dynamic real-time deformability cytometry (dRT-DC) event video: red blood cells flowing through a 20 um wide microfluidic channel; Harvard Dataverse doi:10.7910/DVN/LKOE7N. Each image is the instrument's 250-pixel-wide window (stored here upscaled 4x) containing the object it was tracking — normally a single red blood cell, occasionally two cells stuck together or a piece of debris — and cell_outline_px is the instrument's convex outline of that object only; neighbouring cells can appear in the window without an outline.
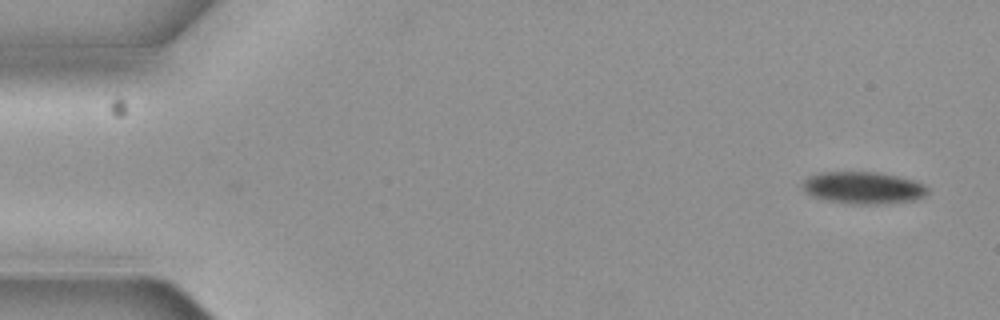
{"species": "common noctule bat (a hibernating species)", "species_latin": "Nyctalus noctula", "temperature_condition": "cold", "stored_images_in_passage": 6, "camera_frame_rate_fps": 3000, "um_per_image_px": 0.085, "animal": {"sex": "female", "body_mass_g": 19.3, "forearm_length_mm": 54.1}, "frame": {"image": 1, "passage_image": 1, "time_ms": 0.0, "image_size_px": [1000, 320], "cell_outline_px": [[928, 192], [924, 196], [912, 200], [884, 204], [848, 204], [828, 200], [812, 196], [804, 192], [804, 180], [808, 176], [820, 172], [880, 172], [912, 180], [928, 188]], "centroid_in_image_um": [73.34, 15.96], "position_along_channel_um": 11.7, "area_um2": 23.24}}
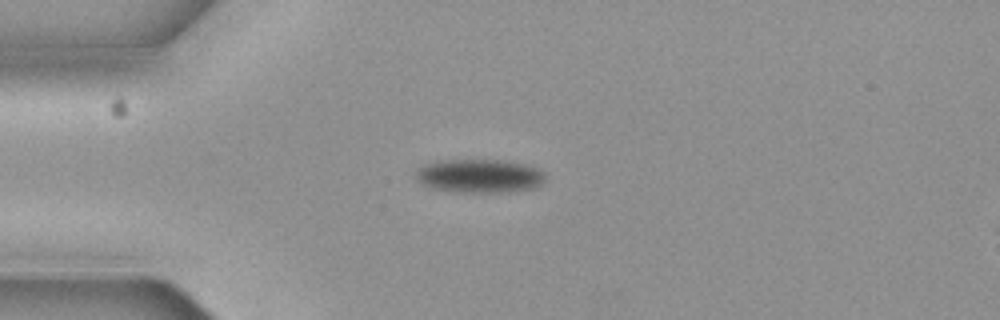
{"frame": {"image": 2, "passage_image": 4, "time_ms": 1.0, "image_size_px": [1000, 320], "cell_outline_px": [[548, 180], [536, 188], [508, 192], [460, 192], [432, 188], [420, 184], [416, 180], [416, 172], [424, 164], [444, 160], [504, 160], [528, 164], [540, 168], [548, 176]], "centroid_in_image_um": [40.85, 14.95], "position_along_channel_um": 44.1, "area_um2": 25.89}}